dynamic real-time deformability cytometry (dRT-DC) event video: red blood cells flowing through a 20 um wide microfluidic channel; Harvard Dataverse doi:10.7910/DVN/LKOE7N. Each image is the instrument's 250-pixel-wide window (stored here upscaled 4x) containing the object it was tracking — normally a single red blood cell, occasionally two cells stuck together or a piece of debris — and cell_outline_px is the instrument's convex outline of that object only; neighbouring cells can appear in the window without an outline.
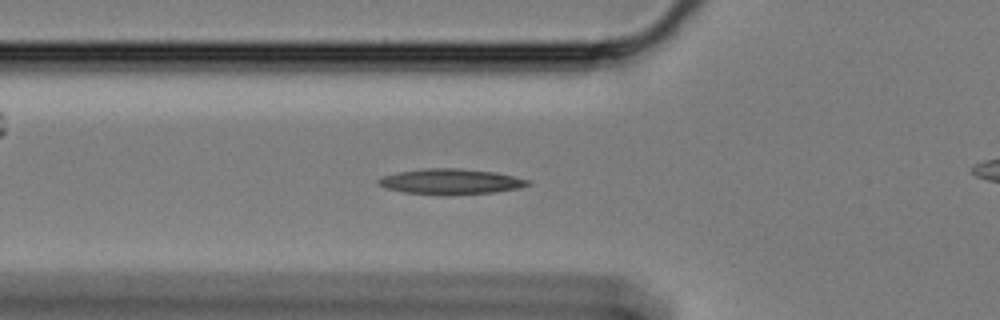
{"species": "Egyptian fruit bat (a non-hibernating species)", "species_latin": "Rousettus aegyptiacus", "temperature_condition": "cold", "stored_images_in_passage": 52, "camera_frame_rate_fps": 3000, "um_per_image_px": 0.085, "animal": {"sex": "female"}, "frame": {"image": 1, "passage_image": 20, "time_ms": 6.333, "image_size_px": [1000, 320], "cell_outline_px": [[532, 184], [520, 188], [492, 192], [404, 192], [384, 188], [376, 184], [376, 180], [384, 176], [396, 172], [420, 168], [460, 168], [496, 172], [532, 180]], "centroid_in_image_um": [38.31, 15.37], "position_along_channel_um": 87.5, "area_um2": 21.44}}
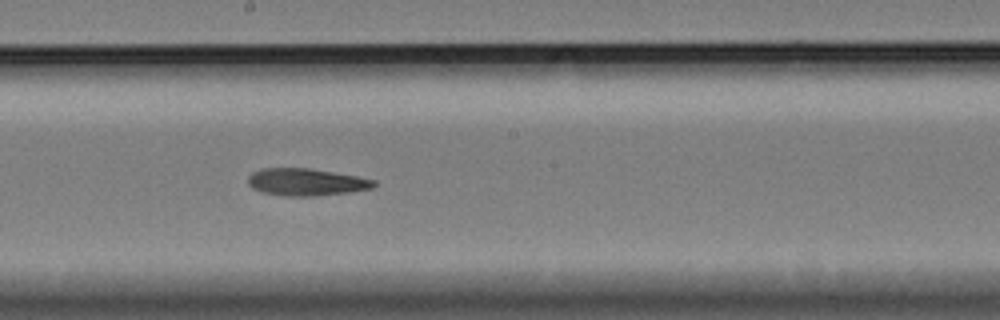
{"frame": {"image": 2, "passage_image": 32, "time_ms": 10.333, "image_size_px": [1000, 320], "cell_outline_px": [[376, 184], [372, 188], [352, 192], [316, 196], [284, 196], [260, 192], [252, 188], [248, 184], [248, 176], [252, 172], [260, 168], [308, 168], [356, 176], [376, 180]], "centroid_in_image_um": [25.99, 15.48], "position_along_channel_um": 222.2, "area_um2": 20.11}}
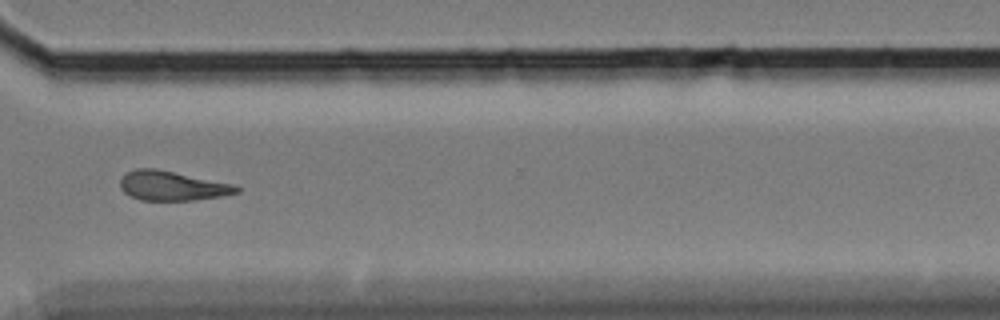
{"frame": {"image": 3, "passage_image": 44, "time_ms": 14.333, "image_size_px": [1000, 320], "cell_outline_px": [[240, 192], [224, 196], [192, 200], [140, 200], [128, 196], [120, 188], [120, 180], [128, 172], [136, 168], [156, 168], [232, 184], [240, 188]], "centroid_in_image_um": [14.61, 15.8], "position_along_channel_um": 356.0, "area_um2": 19.94}}